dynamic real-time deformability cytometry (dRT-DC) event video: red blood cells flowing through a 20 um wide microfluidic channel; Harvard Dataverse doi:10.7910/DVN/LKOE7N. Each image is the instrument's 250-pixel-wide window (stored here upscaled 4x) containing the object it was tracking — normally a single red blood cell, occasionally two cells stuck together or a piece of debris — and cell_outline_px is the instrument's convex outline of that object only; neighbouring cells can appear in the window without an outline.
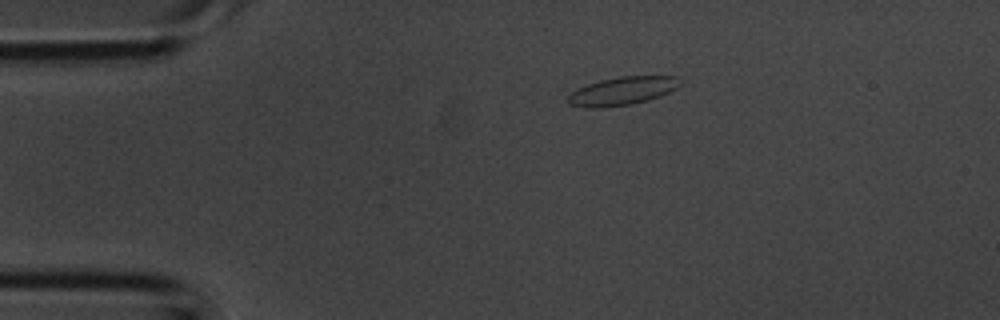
{"species": "common noctule bat (a hibernating species)", "species_latin": "Nyctalus noctula", "temperature_condition": "room temperature", "stored_images_in_passage": 2, "camera_frame_rate_fps": 3000, "um_per_image_px": 0.085, "animal": {"sex": "male", "body_mass_g": 20.1, "forearm_length_mm": 53.5}, "frame": {"image": 1, "passage_image": 1, "time_ms": 0.0, "image_size_px": [1000, 320], "cell_outline_px": [[680, 84], [676, 88], [660, 96], [648, 100], [632, 104], [604, 108], [584, 108], [568, 104], [568, 96], [576, 88], [600, 80], [620, 76], [676, 76]], "centroid_in_image_um": [52.84, 7.75], "position_along_channel_um": 32.2, "area_um2": 18.5}}